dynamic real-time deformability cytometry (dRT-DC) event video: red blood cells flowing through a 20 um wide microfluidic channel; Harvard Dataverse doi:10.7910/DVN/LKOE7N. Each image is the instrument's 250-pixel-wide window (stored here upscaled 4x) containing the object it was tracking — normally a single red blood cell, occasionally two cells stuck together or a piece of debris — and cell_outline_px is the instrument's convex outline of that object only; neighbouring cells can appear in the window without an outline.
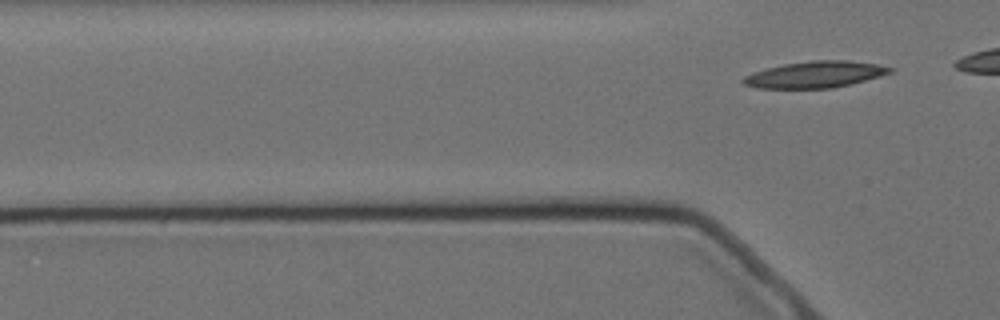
{"species": "Egyptian fruit bat (a non-hibernating species)", "species_latin": "Rousettus aegyptiacus", "temperature_condition": "cold", "stored_images_in_passage": 3, "camera_frame_rate_fps": 3000, "um_per_image_px": 0.085, "animal": {"sex": "female"}, "frame": {"image": 1, "passage_image": 3, "time_ms": 3.333, "image_size_px": [1000, 320], "cell_outline_px": [[896, 68], [892, 72], [880, 76], [852, 84], [832, 88], [756, 88], [744, 84], [740, 80], [744, 76], [752, 72], [784, 64], [812, 60], [844, 60], [876, 64]], "centroid_in_image_um": [69.29, 6.34], "position_along_channel_um": 56.5, "area_um2": 22.66}}